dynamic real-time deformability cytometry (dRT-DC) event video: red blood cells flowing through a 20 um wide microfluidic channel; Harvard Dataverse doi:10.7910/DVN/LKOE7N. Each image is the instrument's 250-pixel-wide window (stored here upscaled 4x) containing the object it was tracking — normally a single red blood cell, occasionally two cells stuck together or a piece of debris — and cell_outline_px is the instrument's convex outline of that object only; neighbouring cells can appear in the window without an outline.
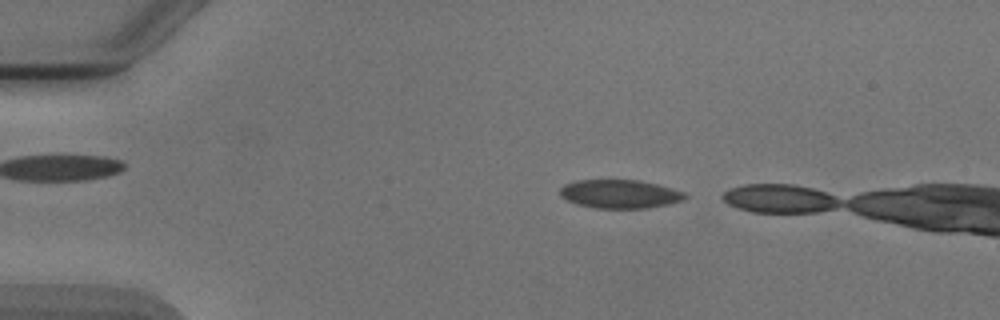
{"species": "Egyptian fruit bat (a non-hibernating species)", "species_latin": "Rousettus aegyptiacus", "temperature_condition": "cold", "stored_images_in_passage": 2, "camera_frame_rate_fps": 3000, "um_per_image_px": 0.085, "animal": {"sex": "male"}, "frame": {"image": 1, "passage_image": 1, "time_ms": 0.0, "image_size_px": [1000, 320], "cell_outline_px": [[688, 196], [684, 200], [668, 204], [648, 208], [596, 208], [576, 204], [560, 196], [560, 188], [564, 184], [576, 180], [640, 180], [672, 188], [684, 192]], "centroid_in_image_um": [52.69, 16.48], "position_along_channel_um": 32.3, "area_um2": 20.87}}